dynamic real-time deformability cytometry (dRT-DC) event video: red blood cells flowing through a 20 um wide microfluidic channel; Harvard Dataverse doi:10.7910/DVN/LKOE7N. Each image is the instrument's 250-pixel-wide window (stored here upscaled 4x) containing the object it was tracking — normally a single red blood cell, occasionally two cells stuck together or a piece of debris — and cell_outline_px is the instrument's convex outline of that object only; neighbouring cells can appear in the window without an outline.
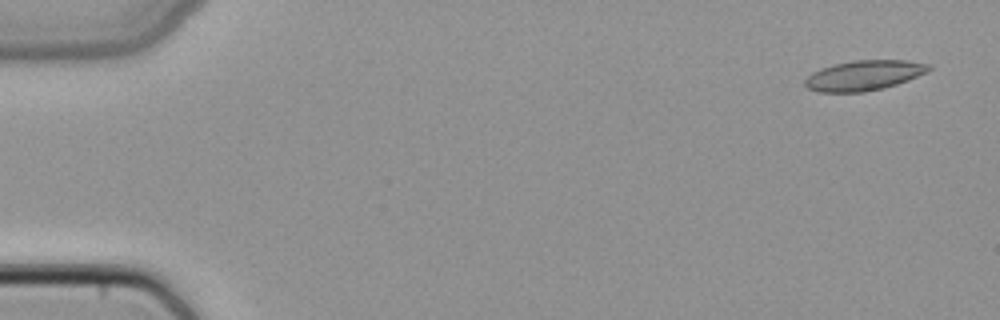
{"species": "common noctule bat (a hibernating species)", "species_latin": "Nyctalus noctula", "temperature_condition": "cold", "stored_images_in_passage": 5, "segment_of_instrument_passage": [2, 2], "camera_frame_rate_fps": 3000, "um_per_image_px": 0.085, "animal": {"sex": "female", "body_mass_g": 22.7, "forearm_length_mm": 54.2}, "frame": {"image": 1, "passage_image": 5, "time_ms": 1.333, "image_size_px": [1000, 320], "cell_outline_px": [[932, 68], [928, 72], [908, 80], [884, 88], [864, 92], [820, 92], [808, 88], [804, 84], [804, 80], [812, 72], [820, 68], [852, 60], [908, 60], [932, 64]], "centroid_in_image_um": [73.47, 6.4], "position_along_channel_um": 11.5, "area_um2": 21.85}}